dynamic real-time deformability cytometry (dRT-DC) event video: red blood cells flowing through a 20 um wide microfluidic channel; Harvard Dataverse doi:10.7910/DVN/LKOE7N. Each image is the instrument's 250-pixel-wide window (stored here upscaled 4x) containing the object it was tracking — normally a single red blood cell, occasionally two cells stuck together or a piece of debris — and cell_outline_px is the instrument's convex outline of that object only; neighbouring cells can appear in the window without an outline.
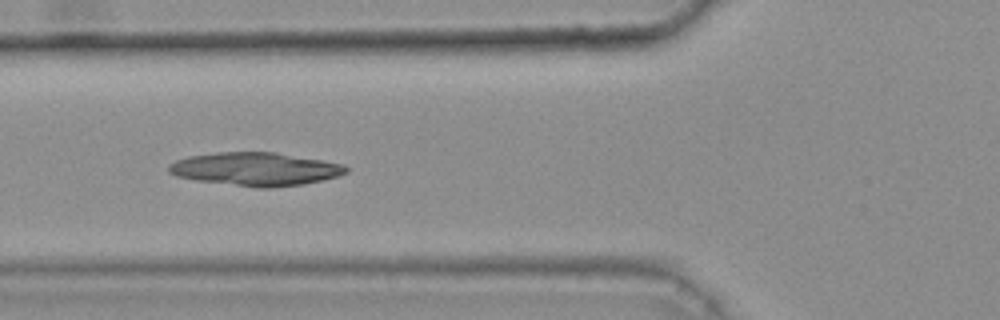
{"species": "common noctule bat (a hibernating species)", "species_latin": "Nyctalus noctula", "temperature_condition": "warm", "stored_images_in_passage": 38, "camera_frame_rate_fps": 3000, "um_per_image_px": 0.085, "animal": {"sex": "female", "body_mass_g": 25.1}, "frame": {"image": 1, "passage_image": 12, "time_ms": 3.667, "image_size_px": [1000, 320], "cell_outline_px": [[348, 172], [340, 176], [304, 184], [272, 188], [256, 188], [196, 180], [176, 176], [168, 172], [168, 164], [176, 160], [188, 156], [216, 152], [276, 152], [344, 164], [348, 168]], "centroid_in_image_um": [21.72, 14.37], "position_along_channel_um": 104.1, "area_um2": 34.62}}